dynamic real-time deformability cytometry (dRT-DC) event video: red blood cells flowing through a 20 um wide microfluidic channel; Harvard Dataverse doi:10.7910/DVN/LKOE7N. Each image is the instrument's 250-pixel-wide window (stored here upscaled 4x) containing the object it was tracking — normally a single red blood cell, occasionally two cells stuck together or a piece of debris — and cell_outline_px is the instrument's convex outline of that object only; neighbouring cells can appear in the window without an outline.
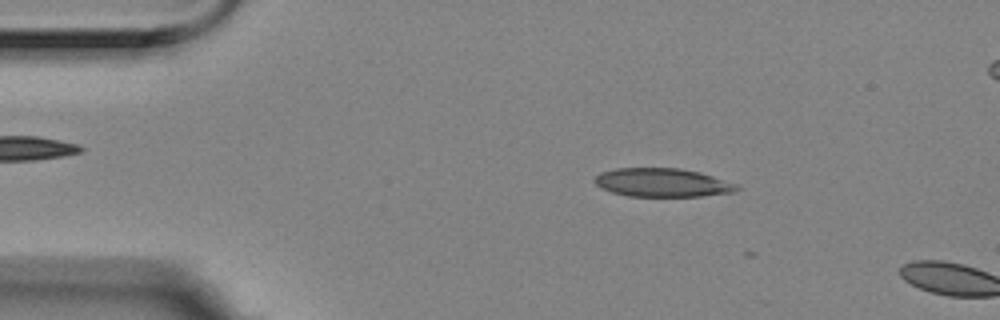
{"species": "Egyptian fruit bat (a non-hibernating species)", "species_latin": "Rousettus aegyptiacus", "temperature_condition": "room temperature", "stored_images_in_passage": 5, "camera_frame_rate_fps": 3000, "um_per_image_px": 0.085, "animal": {"sex": "female"}, "frame": {"image": 1, "passage_image": 2, "time_ms": 0.333, "image_size_px": [1000, 320], "cell_outline_px": [[740, 188], [736, 192], [700, 196], [628, 196], [612, 192], [600, 188], [592, 180], [600, 172], [616, 168], [680, 168], [700, 172], [736, 184]], "centroid_in_image_um": [56.27, 15.52], "position_along_channel_um": 28.7, "area_um2": 23.7}}